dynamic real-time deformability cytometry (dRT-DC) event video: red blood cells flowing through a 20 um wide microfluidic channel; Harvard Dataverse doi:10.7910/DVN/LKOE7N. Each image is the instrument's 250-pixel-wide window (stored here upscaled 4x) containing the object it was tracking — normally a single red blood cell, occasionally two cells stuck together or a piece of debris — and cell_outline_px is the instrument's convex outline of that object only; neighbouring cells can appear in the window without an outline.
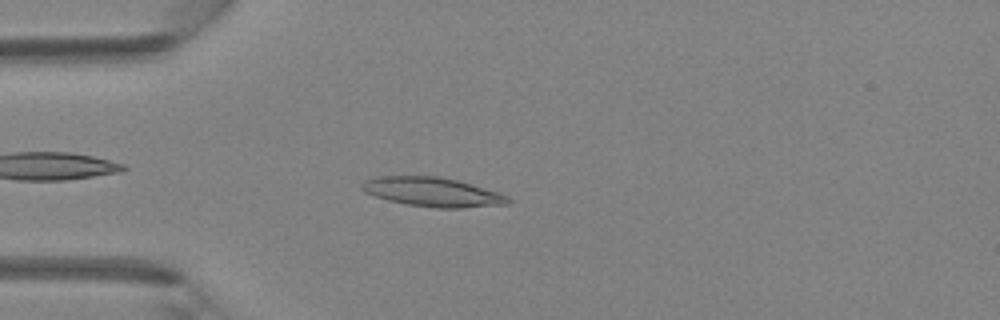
{"species": "Egyptian fruit bat (a non-hibernating species)", "species_latin": "Rousettus aegyptiacus", "temperature_condition": "room temperature", "stored_images_in_passage": 34, "camera_frame_rate_fps": 3000, "um_per_image_px": 0.085, "animal": {"sex": "female"}, "frame": {"image": 1, "passage_image": 4, "time_ms": 1.0, "image_size_px": [1000, 320], "cell_outline_px": [[512, 200], [508, 204], [460, 208], [436, 208], [408, 204], [388, 200], [364, 192], [360, 188], [360, 184], [364, 180], [376, 176], [440, 176], [472, 184], [508, 196]], "centroid_in_image_um": [36.73, 16.31], "position_along_channel_um": 48.3, "area_um2": 24.85}}
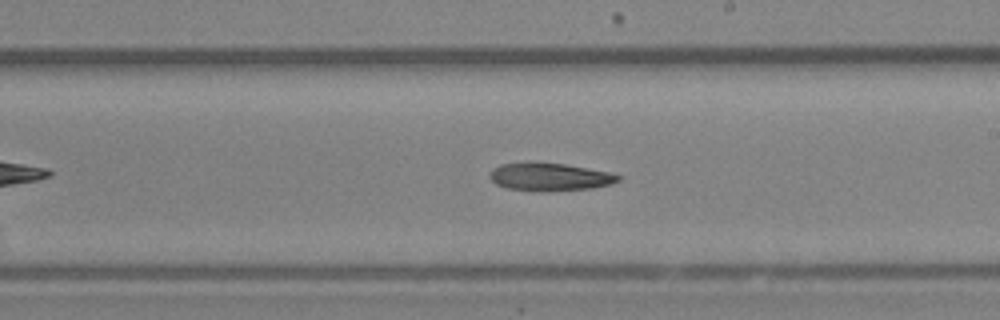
{"frame": {"image": 2, "passage_image": 17, "time_ms": 5.333, "image_size_px": [1000, 320], "cell_outline_px": [[620, 180], [612, 184], [592, 188], [548, 192], [540, 192], [508, 188], [496, 184], [488, 176], [488, 172], [492, 168], [500, 164], [564, 164], [608, 172], [620, 176]], "centroid_in_image_um": [46.71, 15.07], "position_along_channel_um": 242.3, "area_um2": 20.52}}
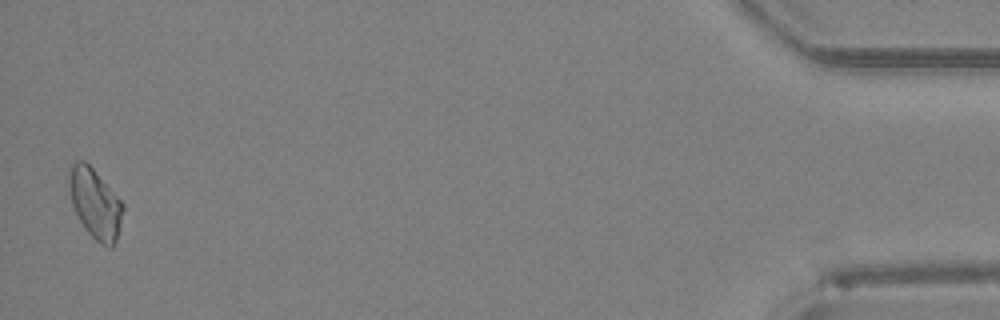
{"frame": {"image": 3, "passage_image": 34, "time_ms": 11.0, "image_size_px": [1000, 320], "cell_outline_px": [[124, 208], [116, 240], [112, 248], [108, 248], [100, 244], [88, 232], [80, 220], [72, 204], [68, 184], [68, 172], [72, 164], [76, 160], [84, 160], [92, 168], [124, 204]], "centroid_in_image_um": [8.08, 17.3], "position_along_channel_um": 427.1, "area_um2": 21.68}}